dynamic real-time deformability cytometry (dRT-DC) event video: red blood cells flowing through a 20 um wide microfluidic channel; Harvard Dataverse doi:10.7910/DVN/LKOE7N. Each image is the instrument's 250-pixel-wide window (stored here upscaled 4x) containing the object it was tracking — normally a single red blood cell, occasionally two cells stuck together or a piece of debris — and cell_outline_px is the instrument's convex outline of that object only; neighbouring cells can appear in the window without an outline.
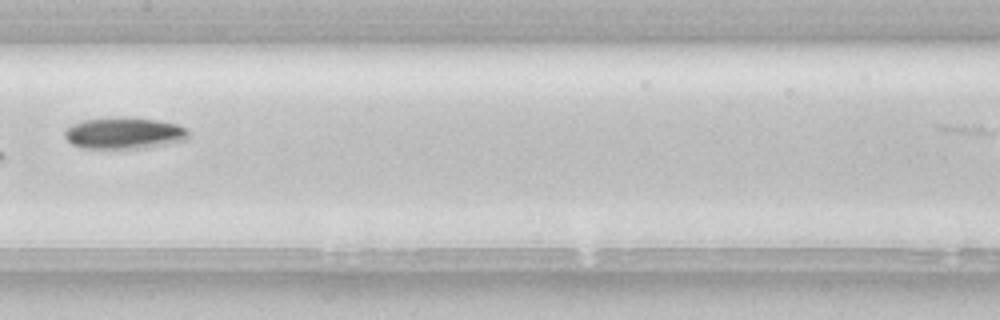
{"species": "common noctule bat (a hibernating species)", "species_latin": "Nyctalus noctula", "temperature_condition": "room temperature", "stored_images_in_passage": 7, "camera_frame_rate_fps": 3000, "um_per_image_px": 0.085, "animal": {"sex": "female", "body_mass_g": 22.7, "forearm_length_mm": 54.2}, "frame": {"image": 1, "passage_image": 6, "time_ms": 1.667, "image_size_px": [1000, 320], "cell_outline_px": [[188, 136], [184, 140], [144, 148], [80, 148], [72, 144], [64, 136], [64, 132], [72, 124], [84, 120], [156, 120], [176, 124], [188, 128]], "centroid_in_image_um": [10.54, 11.37], "position_along_channel_um": 196.9, "area_um2": 21.62}}